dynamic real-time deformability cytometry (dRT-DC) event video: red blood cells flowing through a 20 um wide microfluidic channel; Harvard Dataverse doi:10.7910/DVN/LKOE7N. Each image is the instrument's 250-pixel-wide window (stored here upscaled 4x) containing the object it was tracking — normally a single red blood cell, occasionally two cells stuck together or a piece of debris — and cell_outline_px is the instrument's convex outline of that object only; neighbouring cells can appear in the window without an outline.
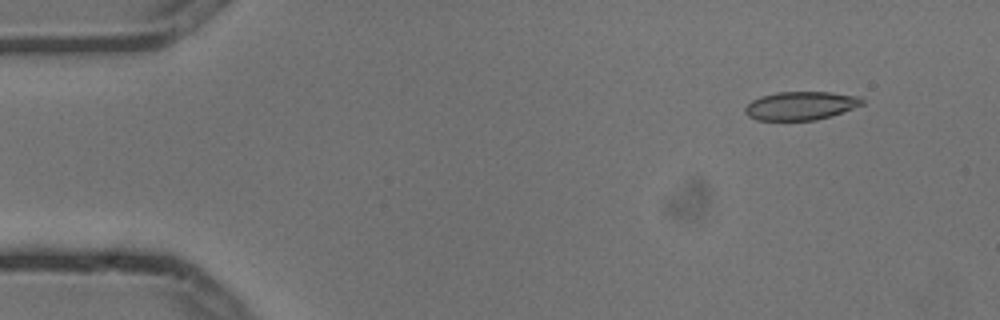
{"species": "common noctule bat (a hibernating species)", "species_latin": "Nyctalus noctula", "temperature_condition": "cold", "stored_images_in_passage": 5, "camera_frame_rate_fps": 3000, "um_per_image_px": 0.085, "animal": {"sex": "male", "body_mass_g": 13.3}, "frame": {"image": 1, "passage_image": 2, "time_ms": 0.333, "image_size_px": [1000, 320], "cell_outline_px": [[864, 104], [832, 116], [816, 120], [756, 120], [748, 116], [744, 112], [744, 108], [752, 100], [760, 96], [776, 92], [828, 92], [860, 96], [864, 100]], "centroid_in_image_um": [68.06, 8.98], "position_along_channel_um": 16.9, "area_um2": 19.54}}
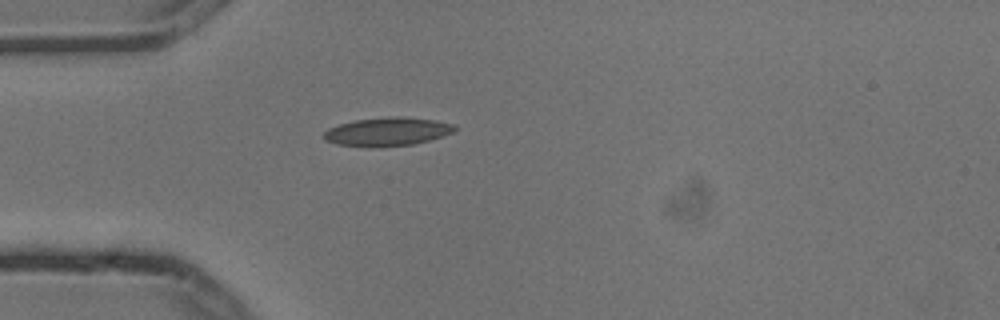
{"frame": {"image": 2, "passage_image": 5, "time_ms": 1.333, "image_size_px": [1000, 320], "cell_outline_px": [[456, 128], [452, 132], [428, 140], [412, 144], [376, 148], [336, 144], [324, 140], [324, 132], [328, 128], [340, 124], [356, 120], [392, 116], [400, 116], [432, 120], [452, 124]], "centroid_in_image_um": [32.85, 11.2], "position_along_channel_um": 52.1, "area_um2": 21.5}}